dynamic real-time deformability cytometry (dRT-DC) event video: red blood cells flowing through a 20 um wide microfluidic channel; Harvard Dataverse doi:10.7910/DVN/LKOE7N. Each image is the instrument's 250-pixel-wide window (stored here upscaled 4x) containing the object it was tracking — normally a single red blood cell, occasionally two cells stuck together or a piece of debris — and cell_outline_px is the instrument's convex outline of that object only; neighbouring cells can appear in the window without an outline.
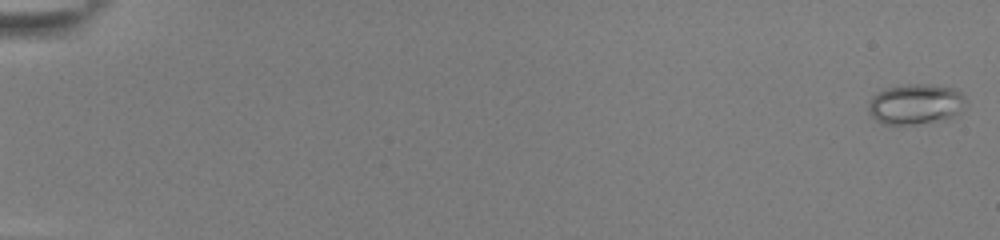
{"species": "common noctule bat (a hibernating species)", "species_latin": "Nyctalus noctula", "temperature_condition": "room temperature", "stored_images_in_passage": 54, "camera_frame_rate_fps": 3000, "um_per_image_px": 0.085, "animal": {"sex": "female", "body_mass_g": 22.0, "forearm_length_mm": 56.7}, "frame": {"image": 1, "passage_image": 1, "time_ms": 0.0, "image_size_px": [1000, 240], "cell_outline_px": [[964, 100], [960, 112], [952, 116], [916, 124], [884, 124], [876, 120], [872, 116], [868, 108], [868, 104], [872, 96], [888, 88], [908, 84], [920, 84], [952, 88], [960, 92], [964, 96]], "centroid_in_image_um": [77.78, 8.85], "position_along_channel_um": 7.2, "area_um2": 22.2}}
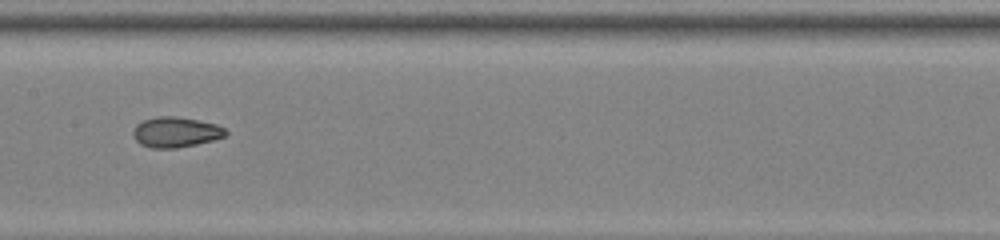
{"frame": {"image": 2, "passage_image": 30, "time_ms": 9.667, "image_size_px": [1000, 240], "cell_outline_px": [[228, 132], [224, 136], [212, 140], [196, 144], [176, 148], [152, 148], [140, 144], [136, 140], [132, 132], [132, 128], [136, 124], [144, 120], [156, 116], [176, 116], [216, 124], [224, 128]], "centroid_in_image_um": [14.9, 11.23], "position_along_channel_um": 192.5, "area_um2": 16.3}}
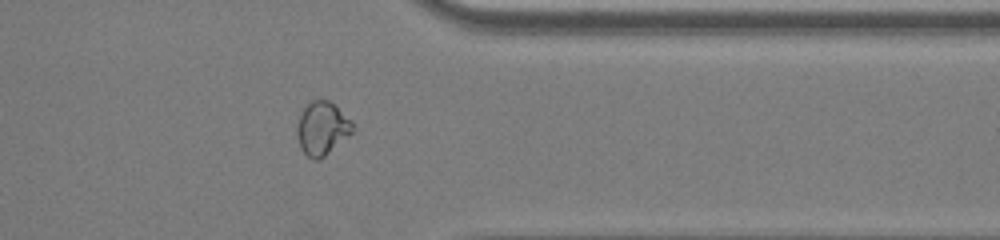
{"frame": {"image": 3, "passage_image": 45, "time_ms": 14.667, "image_size_px": [1000, 240], "cell_outline_px": [[352, 132], [324, 156], [316, 160], [308, 156], [300, 148], [296, 132], [296, 124], [300, 112], [312, 100], [328, 100], [352, 120]], "centroid_in_image_um": [27.34, 10.89], "position_along_channel_um": 384.1, "area_um2": 16.99}, "authors_computed_cell_mechanics": {"area_um2": 17.7446, "velocity_mm_per_s": 3.9002, "shape_relaxation_time_tau1_ms": null, "shape_relaxation_time_tau2_ms": 1.3806, "deformation_change_tau1": null, "deformation_change_tau2": 0.056}}